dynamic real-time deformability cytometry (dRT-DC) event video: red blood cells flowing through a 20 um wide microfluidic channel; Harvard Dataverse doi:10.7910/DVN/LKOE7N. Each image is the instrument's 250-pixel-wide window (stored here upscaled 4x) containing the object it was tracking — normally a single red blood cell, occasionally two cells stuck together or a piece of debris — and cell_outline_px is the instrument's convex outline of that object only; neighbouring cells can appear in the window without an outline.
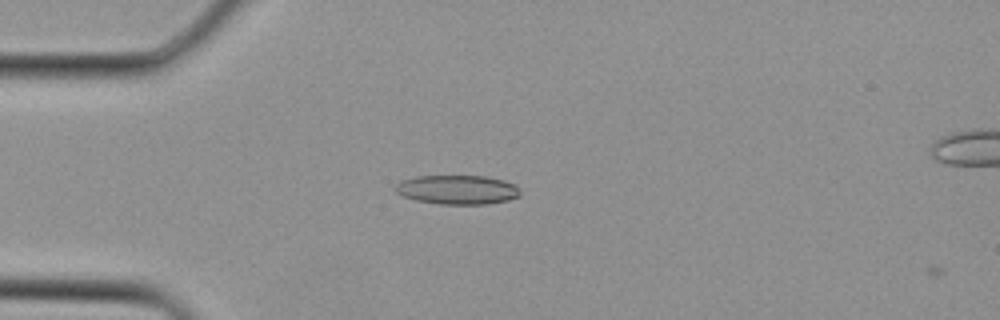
{"species": "Egyptian fruit bat (a non-hibernating species)", "species_latin": "Rousettus aegyptiacus", "temperature_condition": "cold", "stored_images_in_passage": 3, "camera_frame_rate_fps": 3000, "um_per_image_px": 0.085, "animal": {"sex": "female"}, "frame": {"image": 1, "passage_image": 2, "time_ms": 0.333, "image_size_px": [1000, 320], "cell_outline_px": [[520, 196], [508, 200], [488, 204], [440, 204], [416, 200], [404, 196], [396, 192], [392, 188], [400, 180], [416, 176], [488, 176], [504, 180], [516, 184], [520, 188]], "centroid_in_image_um": [38.89, 16.12], "position_along_channel_um": 46.1, "area_um2": 21.5}}